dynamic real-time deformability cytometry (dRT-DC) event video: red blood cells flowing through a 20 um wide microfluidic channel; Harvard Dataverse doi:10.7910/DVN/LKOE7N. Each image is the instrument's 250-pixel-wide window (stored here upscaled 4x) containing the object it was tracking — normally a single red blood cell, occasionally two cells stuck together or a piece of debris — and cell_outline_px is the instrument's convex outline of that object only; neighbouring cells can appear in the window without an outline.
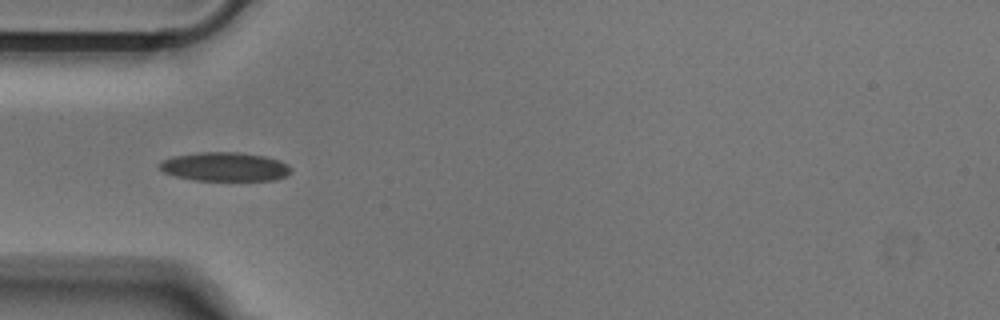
{"species": "Egyptian fruit bat (a non-hibernating species)", "species_latin": "Rousettus aegyptiacus", "temperature_condition": "cold", "stored_images_in_passage": 37, "camera_frame_rate_fps": 3000, "um_per_image_px": 0.085, "animal": {"sex": "male"}, "frame": {"image": 1, "passage_image": 1, "time_ms": 0.0, "image_size_px": [1000, 320], "cell_outline_px": [[292, 172], [276, 180], [192, 180], [176, 176], [164, 172], [160, 168], [160, 164], [164, 160], [172, 156], [196, 152], [240, 152], [264, 156], [280, 160], [288, 164], [292, 168]], "centroid_in_image_um": [19.14, 14.16], "position_along_channel_um": 65.9, "area_um2": 22.2}}
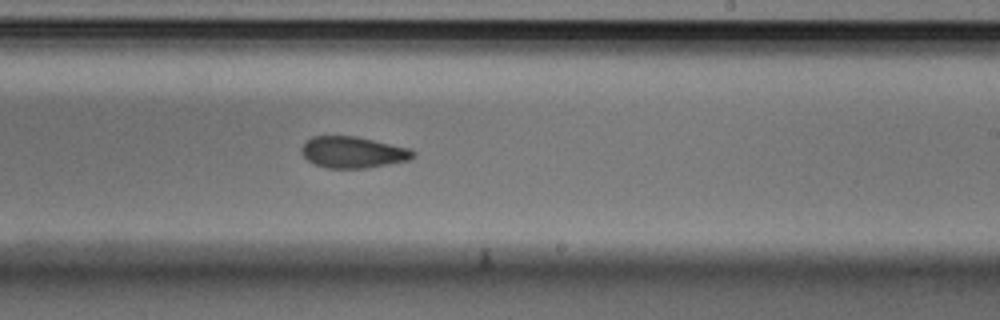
{"frame": {"image": 2, "passage_image": 16, "time_ms": 5.0, "image_size_px": [1000, 320], "cell_outline_px": [[416, 156], [408, 160], [368, 168], [324, 168], [308, 160], [300, 152], [300, 148], [312, 136], [356, 136], [408, 148], [416, 152]], "centroid_in_image_um": [29.99, 12.94], "position_along_channel_um": 259.0, "area_um2": 20.35}}
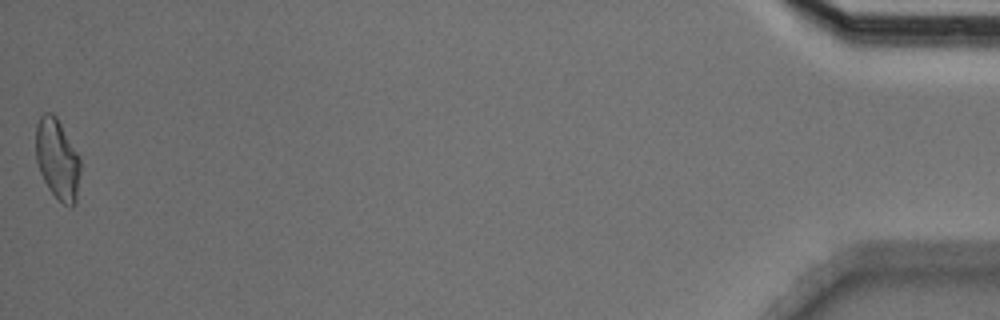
{"frame": {"image": 3, "passage_image": 37, "time_ms": 12.0, "image_size_px": [1000, 320], "cell_outline_px": [[80, 172], [76, 204], [72, 208], [64, 204], [48, 188], [40, 172], [36, 160], [36, 124], [40, 116], [44, 112], [52, 112], [56, 116], [80, 156]], "centroid_in_image_um": [4.89, 13.52], "position_along_channel_um": 430.3, "area_um2": 21.04}}